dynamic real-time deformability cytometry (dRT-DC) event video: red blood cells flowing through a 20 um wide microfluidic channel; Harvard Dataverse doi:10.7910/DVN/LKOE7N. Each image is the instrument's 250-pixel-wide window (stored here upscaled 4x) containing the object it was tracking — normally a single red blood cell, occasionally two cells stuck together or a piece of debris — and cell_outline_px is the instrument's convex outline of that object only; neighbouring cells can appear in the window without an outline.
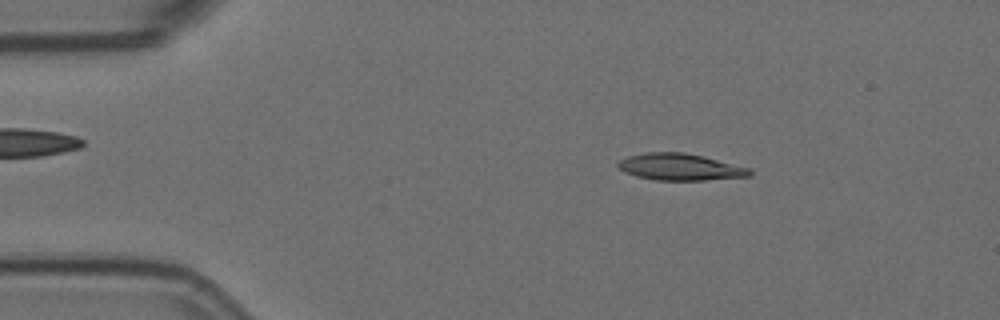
{"species": "Egyptian fruit bat (a non-hibernating species)", "species_latin": "Rousettus aegyptiacus", "temperature_condition": "room temperature", "stored_images_in_passage": 3, "camera_frame_rate_fps": 3000, "um_per_image_px": 0.085, "animal": {"sex": "female"}, "frame": {"image": 1, "passage_image": 1, "time_ms": 0.0, "image_size_px": [1000, 320], "cell_outline_px": [[752, 176], [704, 180], [656, 180], [636, 176], [624, 172], [616, 164], [620, 160], [628, 156], [644, 152], [684, 152], [704, 156], [752, 168]], "centroid_in_image_um": [57.84, 14.19], "position_along_channel_um": 27.2, "area_um2": 20.69}}